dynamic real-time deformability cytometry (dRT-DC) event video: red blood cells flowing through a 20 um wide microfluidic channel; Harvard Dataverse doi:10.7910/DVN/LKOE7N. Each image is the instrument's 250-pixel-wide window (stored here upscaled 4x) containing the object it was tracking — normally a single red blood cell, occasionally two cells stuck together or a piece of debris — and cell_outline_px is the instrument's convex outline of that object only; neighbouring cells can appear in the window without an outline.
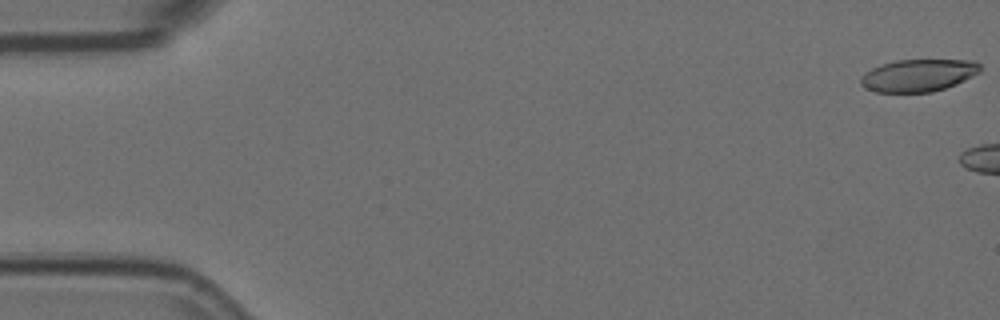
{"species": "Egyptian fruit bat (a non-hibernating species)", "species_latin": "Rousettus aegyptiacus", "temperature_condition": "room temperature", "stored_images_in_passage": 4, "camera_frame_rate_fps": 3000, "um_per_image_px": 0.085, "animal": {"sex": "female"}, "frame": {"image": 1, "passage_image": 1, "time_ms": 0.0, "image_size_px": [1000, 320], "cell_outline_px": [[980, 72], [956, 84], [932, 92], [876, 92], [860, 84], [860, 80], [864, 72], [880, 64], [896, 60], [976, 60], [980, 64]], "centroid_in_image_um": [78.06, 6.39], "position_along_channel_um": 6.9, "area_um2": 22.48}}